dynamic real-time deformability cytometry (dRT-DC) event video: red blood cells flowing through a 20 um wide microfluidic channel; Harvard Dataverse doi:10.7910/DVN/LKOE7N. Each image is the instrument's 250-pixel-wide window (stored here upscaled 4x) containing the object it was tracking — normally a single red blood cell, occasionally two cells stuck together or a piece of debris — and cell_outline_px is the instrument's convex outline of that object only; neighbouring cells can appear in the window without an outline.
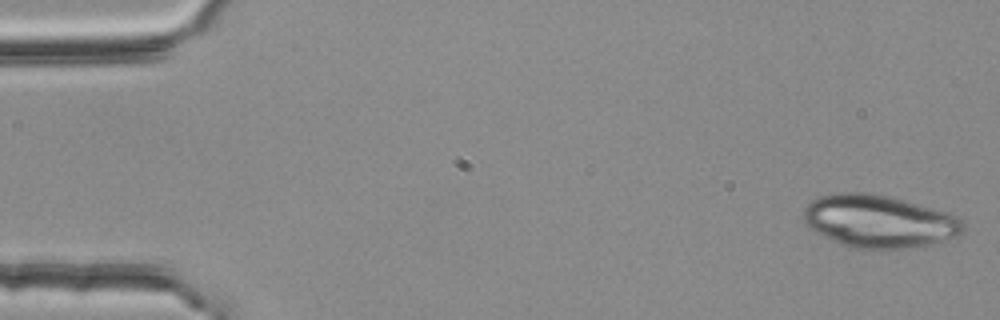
{"species": "common noctule bat (a hibernating species)", "species_latin": "Nyctalus noctula", "temperature_condition": "room temperature", "stored_images_in_passage": 52, "camera_frame_rate_fps": 3000, "um_per_image_px": 0.085, "animal": {"sex": "female", "body_mass_g": 25.1}, "frame": {"image": 1, "passage_image": 1, "time_ms": 0.0, "image_size_px": [1000, 320], "cell_outline_px": [[968, 228], [960, 236], [928, 244], [880, 252], [848, 248], [816, 232], [804, 220], [804, 208], [812, 200], [820, 196], [836, 192], [872, 192], [904, 200], [932, 208], [956, 216]], "centroid_in_image_um": [74.72, 18.84], "position_along_channel_um": 10.3, "area_um2": 49.59}}
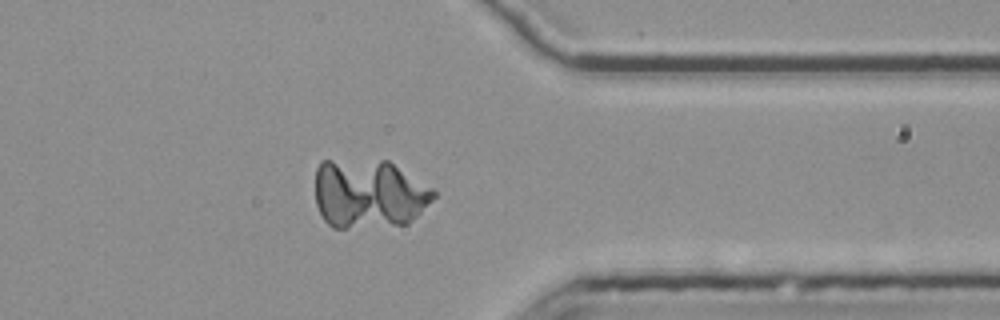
{"frame": {"image": 2, "passage_image": 42, "time_ms": 13.667, "image_size_px": [1000, 320], "cell_outline_px": [[436, 196], [408, 224], [344, 228], [332, 228], [324, 220], [316, 204], [316, 168], [324, 160], [388, 160], [432, 188], [436, 192]], "centroid_in_image_um": [31.34, 16.47], "position_along_channel_um": 380.1, "area_um2": 47.69}}
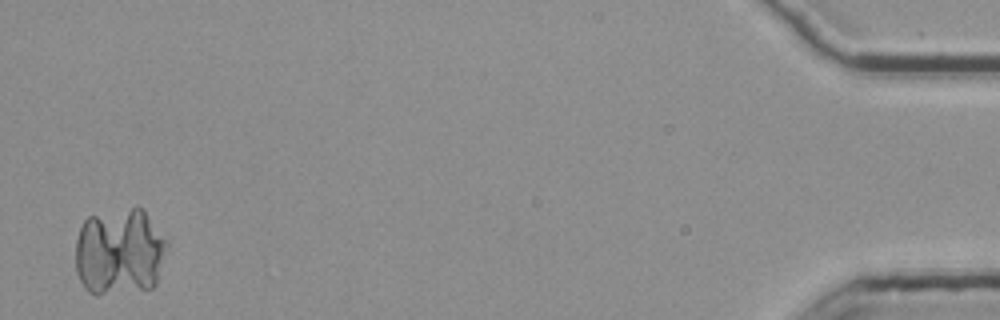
{"frame": {"image": 3, "passage_image": 52, "time_ms": 17.0, "image_size_px": [1000, 320], "cell_outline_px": [[168, 244], [156, 284], [152, 288], [100, 296], [96, 296], [88, 292], [84, 288], [76, 272], [76, 240], [80, 228], [84, 220], [88, 216], [136, 204], [144, 208]], "centroid_in_image_um": [10.15, 21.39], "position_along_channel_um": 425.1, "area_um2": 47.51}}